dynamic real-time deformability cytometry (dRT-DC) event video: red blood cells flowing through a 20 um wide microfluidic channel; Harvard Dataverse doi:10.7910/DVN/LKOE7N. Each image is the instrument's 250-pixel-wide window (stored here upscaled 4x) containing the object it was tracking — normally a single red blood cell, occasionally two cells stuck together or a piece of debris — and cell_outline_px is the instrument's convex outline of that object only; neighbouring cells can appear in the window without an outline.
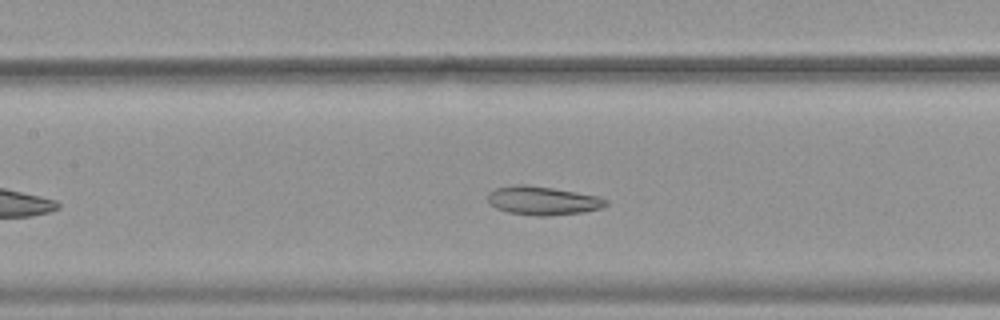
{"species": "common noctule bat (a hibernating species)", "species_latin": "Nyctalus noctula", "temperature_condition": "warm", "stored_images_in_passage": 41, "camera_frame_rate_fps": 3000, "um_per_image_px": 0.085, "animal": {"sex": "female", "body_mass_g": 19.9}, "frame": {"image": 1, "passage_image": 15, "time_ms": 4.667, "image_size_px": [1000, 320], "cell_outline_px": [[608, 204], [600, 208], [584, 212], [548, 216], [536, 216], [508, 212], [496, 208], [488, 204], [488, 192], [496, 188], [516, 184], [524, 184], [552, 188], [600, 196], [608, 200]], "centroid_in_image_um": [46.12, 17.05], "position_along_channel_um": 161.3, "area_um2": 19.83}}
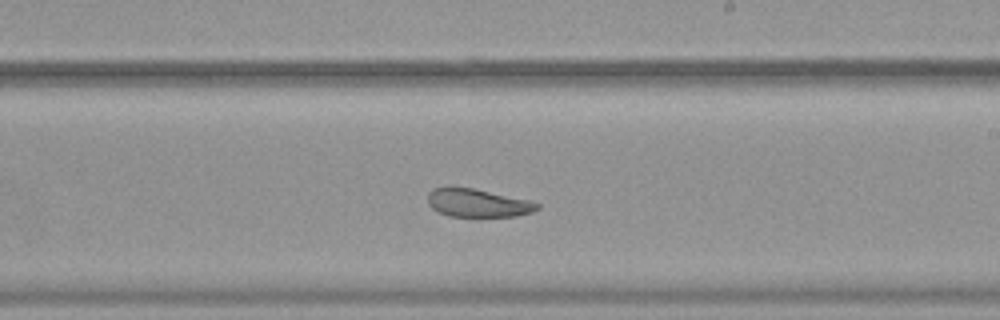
{"frame": {"image": 2, "passage_image": 22, "time_ms": 7.0, "image_size_px": [1000, 320], "cell_outline_px": [[540, 208], [532, 212], [516, 216], [448, 216], [432, 208], [428, 204], [428, 192], [432, 188], [448, 184], [472, 188], [528, 200], [540, 204]], "centroid_in_image_um": [40.54, 17.22], "position_along_channel_um": 248.5, "area_um2": 18.21}}
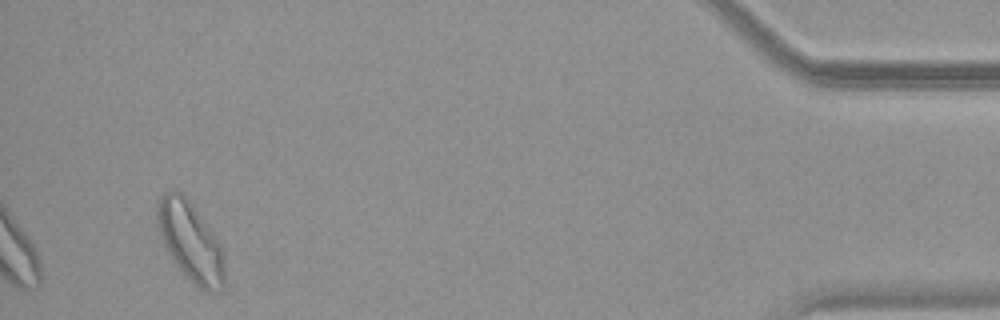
{"frame": {"image": 3, "passage_image": 41, "time_ms": 13.333, "image_size_px": [1000, 320], "cell_outline_px": [[224, 284], [216, 292], [204, 292], [176, 264], [168, 252], [164, 244], [156, 220], [156, 200], [164, 192], [172, 188], [176, 188], [188, 200], [216, 236], [224, 252]], "centroid_in_image_um": [16.18, 20.48], "position_along_channel_um": 419.0, "area_um2": 30.92}, "authors_computed_cell_mechanics": {"area_um2": 20.808, "velocity_mm_per_s": 3.7618, "shape_relaxation_time_tau1_ms": null, "shape_relaxation_time_tau2_ms": 2.1878, "deformation_change_tau1": null, "deformation_change_tau2": 0.0706}}